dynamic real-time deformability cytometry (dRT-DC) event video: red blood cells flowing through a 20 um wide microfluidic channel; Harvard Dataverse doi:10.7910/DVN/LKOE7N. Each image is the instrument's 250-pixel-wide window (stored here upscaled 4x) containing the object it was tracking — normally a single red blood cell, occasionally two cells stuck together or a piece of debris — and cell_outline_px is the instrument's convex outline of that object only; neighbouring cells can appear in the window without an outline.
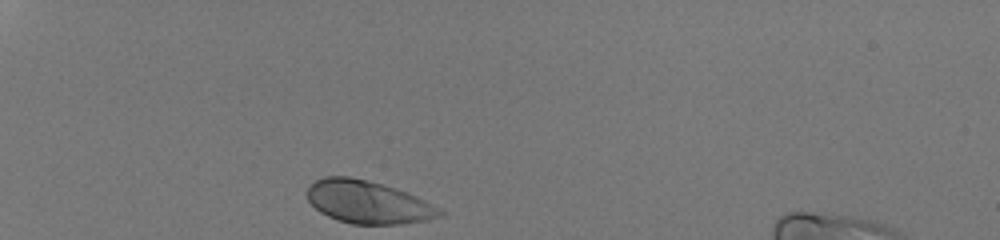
{"species": "human", "species_latin": "Homo sapiens", "temperature_condition": "room temperature", "stored_images_in_passage": 30, "camera_frame_rate_fps": 3000, "um_per_image_px": 0.085, "donor": {"sex": "male"}, "frame": {"image": 1, "passage_image": 1, "time_ms": 0.0, "image_size_px": [1000, 240], "cell_outline_px": [[448, 212], [444, 216], [428, 220], [404, 224], [352, 224], [336, 220], [320, 212], [308, 200], [308, 188], [316, 180], [324, 176], [348, 176], [368, 180], [416, 196]], "centroid_in_image_um": [31.32, 17.2], "position_along_channel_um": 53.7, "area_um2": 33.0}}
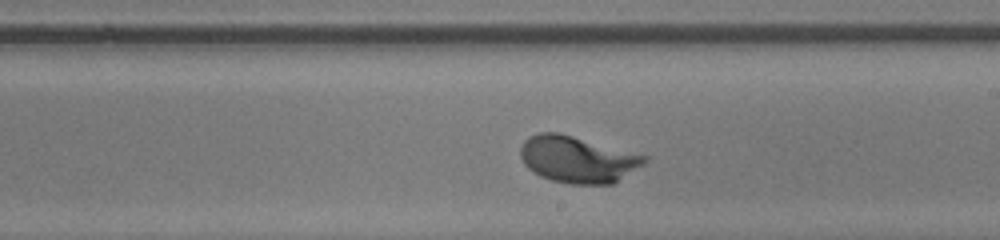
{"frame": {"image": 2, "passage_image": 18, "time_ms": 5.667, "image_size_px": [1000, 240], "cell_outline_px": [[648, 160], [644, 164], [612, 184], [568, 184], [552, 180], [540, 176], [532, 172], [524, 164], [520, 156], [520, 144], [528, 136], [540, 132], [560, 132], [648, 156]], "centroid_in_image_um": [49.06, 13.53], "position_along_channel_um": 239.9, "area_um2": 33.93}}
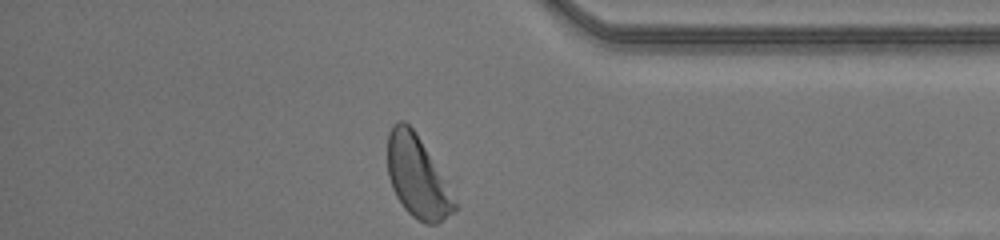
{"frame": {"image": 3, "passage_image": 30, "time_ms": 9.667, "image_size_px": [1000, 240], "cell_outline_px": [[456, 208], [452, 212], [436, 224], [428, 224], [412, 216], [404, 208], [396, 196], [392, 188], [388, 176], [388, 132], [392, 124], [396, 120], [404, 120], [412, 128], [420, 140], [456, 204]], "centroid_in_image_um": [35.39, 15.01], "position_along_channel_um": 399.8, "area_um2": 30.58}, "authors_computed_cell_mechanics": {"area_um2": 32.9749, "velocity_mm_per_s": 4.147, "shape_relaxation_time_tau1_ms": 1.7744, "shape_relaxation_time_tau2_ms": null, "deformation_change_tau1": 0.1424, "deformation_change_tau2": null}}